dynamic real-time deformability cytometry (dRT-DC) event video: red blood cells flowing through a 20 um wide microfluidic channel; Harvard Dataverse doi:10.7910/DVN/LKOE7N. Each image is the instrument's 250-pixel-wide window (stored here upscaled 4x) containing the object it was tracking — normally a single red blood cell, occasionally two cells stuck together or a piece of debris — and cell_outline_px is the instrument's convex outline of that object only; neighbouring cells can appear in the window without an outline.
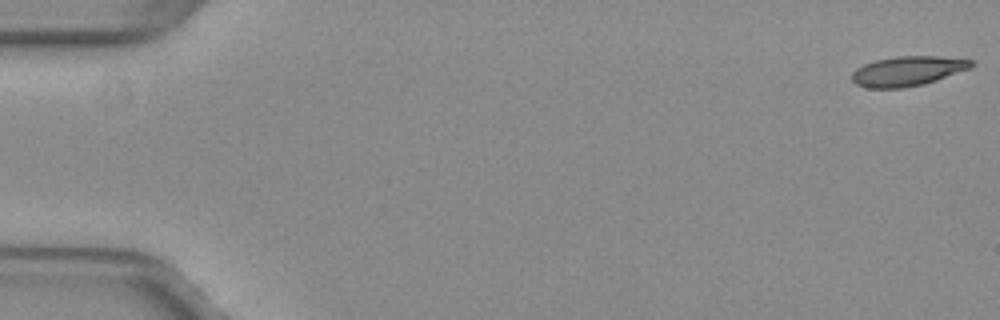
{"species": "common noctule bat (a hibernating species)", "species_latin": "Nyctalus noctula", "temperature_condition": "warm", "stored_images_in_passage": 53, "camera_frame_rate_fps": 3000, "um_per_image_px": 0.085, "animal": {"sex": "female", "body_mass_g": 29.2, "forearm_length_mm": 56.3}, "frame": {"image": 1, "passage_image": 1, "time_ms": 0.0, "image_size_px": [1000, 320], "cell_outline_px": [[972, 64], [968, 68], [936, 80], [924, 84], [904, 88], [868, 88], [856, 84], [852, 80], [852, 72], [856, 68], [864, 64], [876, 60], [900, 56], [936, 56], [972, 60]], "centroid_in_image_um": [77.08, 6.05], "position_along_channel_um": 7.9, "area_um2": 20.35}}
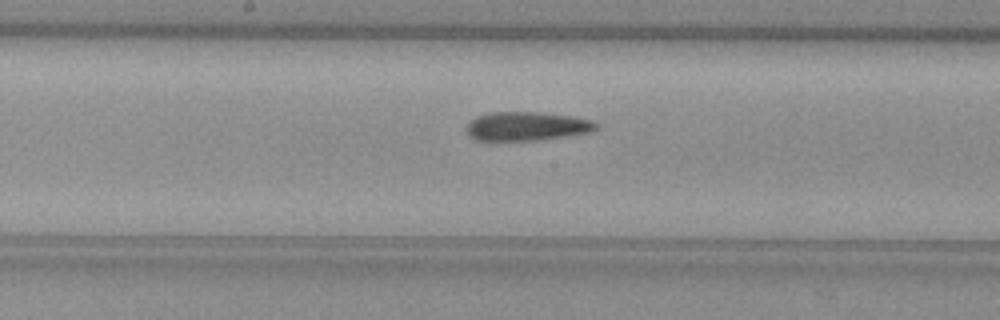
{"frame": {"image": 2, "passage_image": 28, "time_ms": 9.0, "image_size_px": [1000, 320], "cell_outline_px": [[600, 124], [592, 132], [536, 140], [476, 140], [468, 136], [464, 128], [476, 116], [488, 112], [536, 112], [572, 116], [592, 120]], "centroid_in_image_um": [44.75, 10.72], "position_along_channel_um": 203.5, "area_um2": 21.85}}
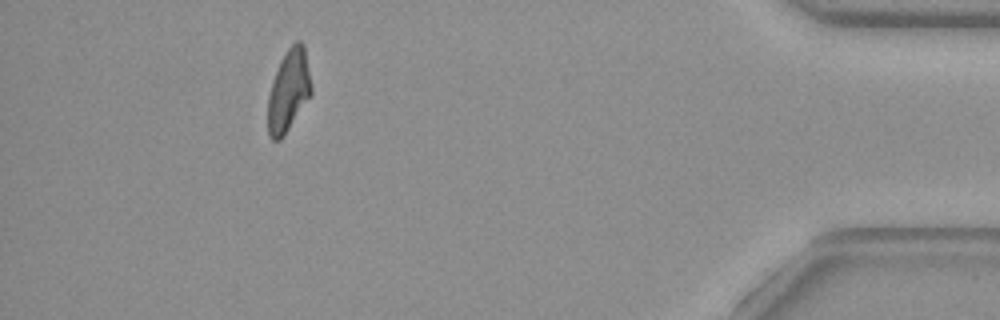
{"frame": {"image": 3, "passage_image": 48, "time_ms": 15.667, "image_size_px": [1000, 320], "cell_outline_px": [[312, 92], [284, 136], [280, 140], [272, 140], [268, 132], [268, 96], [272, 80], [280, 60], [288, 48], [296, 40], [300, 40], [304, 44], [312, 88]], "centroid_in_image_um": [24.52, 7.68], "position_along_channel_um": 410.7, "area_um2": 20.63}, "authors_computed_cell_mechanics": {"area_um2": 21.5594, "velocity_mm_per_s": 3.9986, "shape_relaxation_time_tau1_ms": null, "shape_relaxation_time_tau2_ms": 5.7353, "deformation_change_tau1": null, "deformation_change_tau2": 0.1569}}